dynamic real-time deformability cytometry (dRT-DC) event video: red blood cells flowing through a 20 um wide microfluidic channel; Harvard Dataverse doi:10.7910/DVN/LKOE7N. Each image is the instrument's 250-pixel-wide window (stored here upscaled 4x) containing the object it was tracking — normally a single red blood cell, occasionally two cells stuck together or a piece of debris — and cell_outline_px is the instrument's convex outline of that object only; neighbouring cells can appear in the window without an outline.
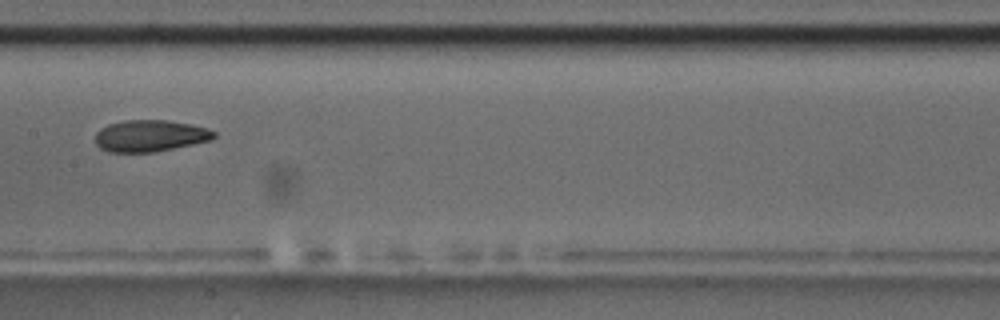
{"species": "common noctule bat (a hibernating species)", "species_latin": "Nyctalus noctula", "temperature_condition": "room temperature", "stored_images_in_passage": 9, "camera_frame_rate_fps": 3000, "um_per_image_px": 0.085, "animal": {"sex": "male", "body_mass_g": 17.5, "forearm_length_mm": 52.3}, "frame": {"image": 1, "passage_image": 8, "time_ms": 2.333, "image_size_px": [1000, 320], "cell_outline_px": [[216, 136], [212, 140], [152, 152], [108, 152], [100, 148], [96, 144], [96, 132], [100, 128], [108, 124], [124, 120], [168, 120], [192, 124], [208, 128], [216, 132]], "centroid_in_image_um": [12.76, 11.53], "position_along_channel_um": 194.6, "area_um2": 21.96}}